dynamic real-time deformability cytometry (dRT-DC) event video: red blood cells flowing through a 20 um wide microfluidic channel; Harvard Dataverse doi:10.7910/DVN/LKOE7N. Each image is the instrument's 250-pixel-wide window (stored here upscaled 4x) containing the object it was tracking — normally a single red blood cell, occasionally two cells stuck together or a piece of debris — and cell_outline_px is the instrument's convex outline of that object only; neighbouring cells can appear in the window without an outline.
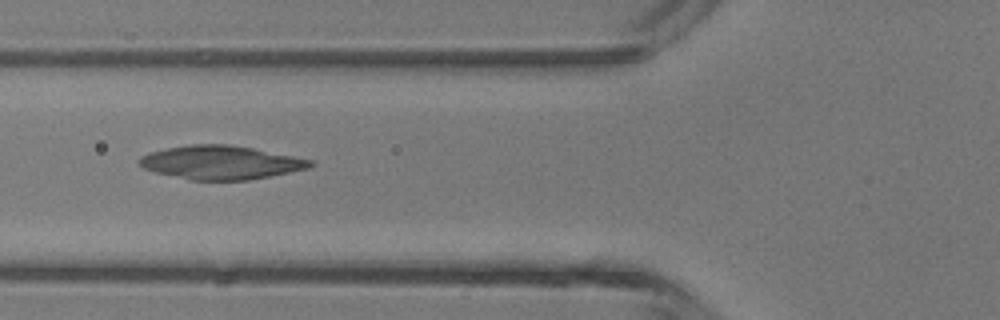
{"species": "common noctule bat (a hibernating species)", "species_latin": "Nyctalus noctula", "temperature_condition": "room temperature", "stored_images_in_passage": 5, "camera_frame_rate_fps": 3000, "um_per_image_px": 0.085, "animal": {"sex": "male", "body_mass_g": 13.3}, "frame": {"image": 1, "passage_image": 4, "time_ms": 3.667, "image_size_px": [1000, 320], "cell_outline_px": [[316, 164], [308, 168], [248, 180], [192, 180], [156, 172], [144, 168], [140, 164], [140, 156], [148, 152], [168, 148], [192, 144], [228, 144], [252, 148], [312, 160]], "centroid_in_image_um": [18.76, 13.8], "position_along_channel_um": 107.0, "area_um2": 33.06}}
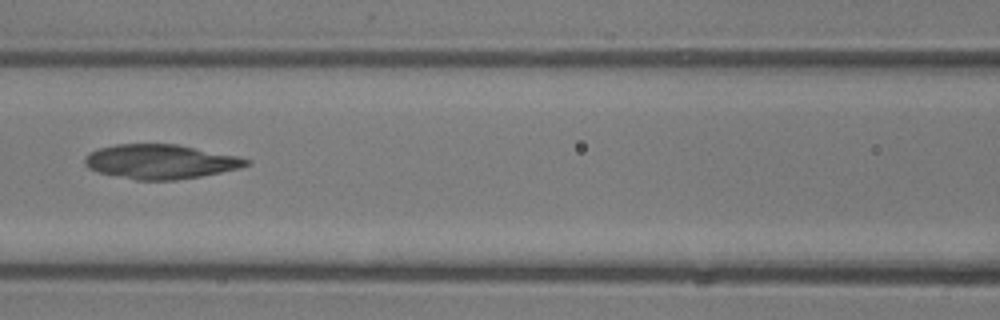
{"frame": {"image": 2, "passage_image": 5, "time_ms": 4.667, "image_size_px": [1000, 320], "cell_outline_px": [[252, 160], [248, 164], [240, 168], [200, 176], [176, 180], [136, 180], [100, 172], [88, 168], [84, 164], [84, 156], [88, 152], [96, 148], [116, 144], [176, 144], [236, 156]], "centroid_in_image_um": [13.58, 13.73], "position_along_channel_um": 153.0, "area_um2": 32.25}}